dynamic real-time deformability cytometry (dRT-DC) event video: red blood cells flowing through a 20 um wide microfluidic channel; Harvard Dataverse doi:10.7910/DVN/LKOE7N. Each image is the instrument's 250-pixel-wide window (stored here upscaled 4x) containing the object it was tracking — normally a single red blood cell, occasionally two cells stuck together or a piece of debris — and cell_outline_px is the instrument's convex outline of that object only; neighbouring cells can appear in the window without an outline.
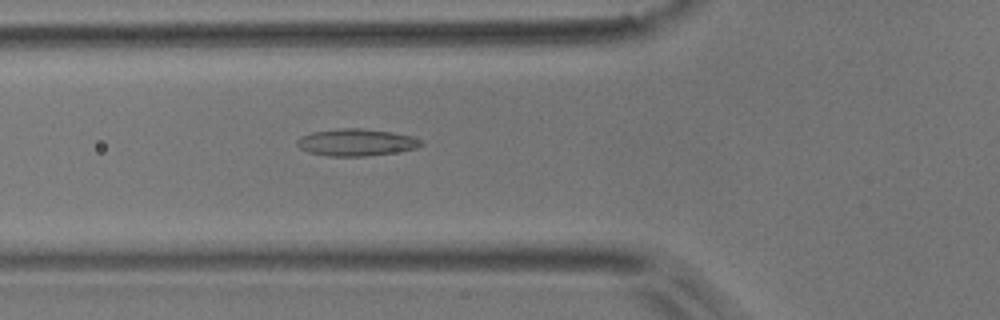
{"species": "common noctule bat (a hibernating species)", "species_latin": "Nyctalus noctula", "temperature_condition": "room temperature", "stored_images_in_passage": 18, "camera_frame_rate_fps": 3000, "um_per_image_px": 0.085, "animal": {"sex": "male", "body_mass_g": 17.9}, "frame": {"image": 1, "passage_image": 4, "time_ms": 1.0, "image_size_px": [1000, 320], "cell_outline_px": [[424, 144], [416, 148], [396, 152], [368, 156], [328, 156], [308, 152], [300, 148], [296, 144], [296, 140], [300, 136], [312, 132], [340, 128], [360, 128], [392, 132], [412, 136], [420, 140]], "centroid_in_image_um": [30.26, 12.1], "position_along_channel_um": 95.5, "area_um2": 19.59}}
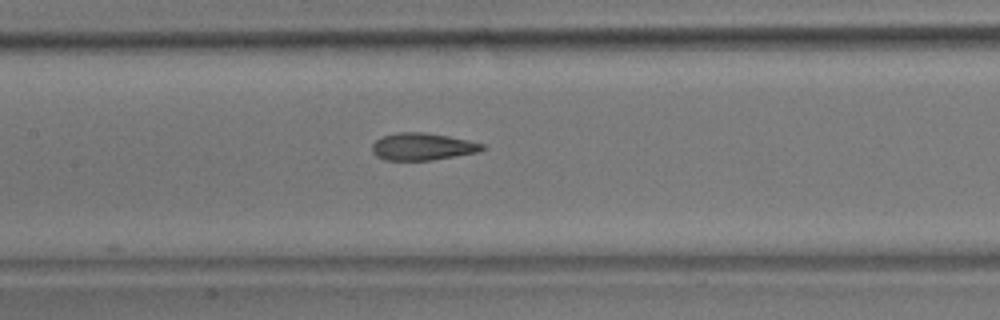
{"frame": {"image": 2, "passage_image": 10, "time_ms": 3.0, "image_size_px": [1000, 320], "cell_outline_px": [[484, 148], [480, 152], [432, 160], [384, 160], [376, 156], [372, 152], [372, 144], [380, 136], [396, 132], [424, 132], [448, 136], [468, 140], [484, 144]], "centroid_in_image_um": [35.88, 12.46], "position_along_channel_um": 171.5, "area_um2": 17.63}}
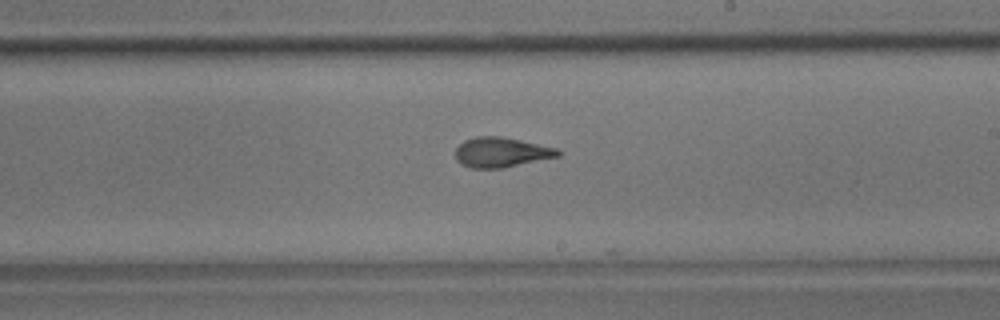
{"frame": {"image": 3, "passage_image": 16, "time_ms": 5.0, "image_size_px": [1000, 320], "cell_outline_px": [[564, 152], [560, 156], [504, 168], [468, 168], [460, 164], [456, 160], [456, 148], [464, 140], [476, 136], [500, 136], [560, 148]], "centroid_in_image_um": [42.64, 12.95], "position_along_channel_um": 246.4, "area_um2": 18.21}}